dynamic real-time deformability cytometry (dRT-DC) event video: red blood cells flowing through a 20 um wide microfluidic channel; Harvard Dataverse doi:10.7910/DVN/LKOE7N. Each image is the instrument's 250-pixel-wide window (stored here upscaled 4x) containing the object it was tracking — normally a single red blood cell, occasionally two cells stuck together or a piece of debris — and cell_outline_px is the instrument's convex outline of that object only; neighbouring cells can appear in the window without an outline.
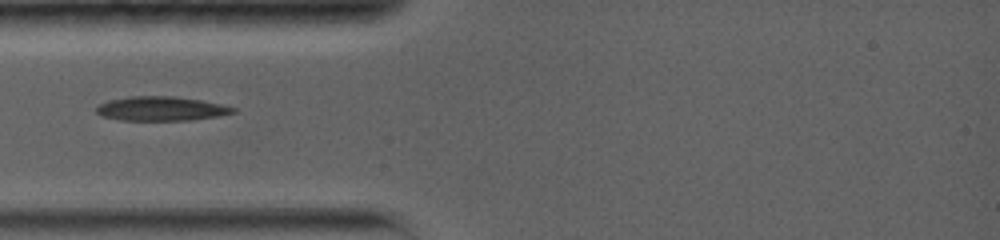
{"species": "common noctule bat (a hibernating species)", "species_latin": "Nyctalus noctula", "temperature_condition": "warm", "stored_images_in_passage": 44, "camera_frame_rate_fps": 5000, "um_per_image_px": 0.085, "animal": {"sex": "female", "body_mass_g": 19.0, "forearm_length_mm": 56.7}, "frame": {"image": 1, "passage_image": 1, "time_ms": 0.0, "image_size_px": [1000, 240], "cell_outline_px": [[236, 112], [220, 116], [192, 120], [120, 120], [100, 116], [96, 112], [96, 108], [100, 104], [108, 100], [128, 96], [176, 96], [200, 100], [220, 104], [236, 108]], "centroid_in_image_um": [13.69, 9.23], "position_along_channel_um": 71.3, "area_um2": 19.42}}
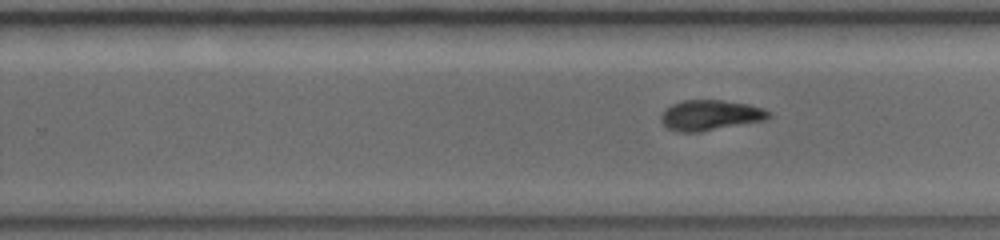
{"frame": {"image": 2, "passage_image": 19, "time_ms": 5.2, "image_size_px": [1000, 240], "cell_outline_px": [[772, 116], [764, 120], [700, 132], [676, 132], [668, 128], [660, 120], [660, 116], [664, 108], [672, 104], [684, 100], [720, 100], [748, 104], [764, 108], [772, 112]], "centroid_in_image_um": [60.36, 9.79], "position_along_channel_um": 269.4, "area_um2": 19.19}}
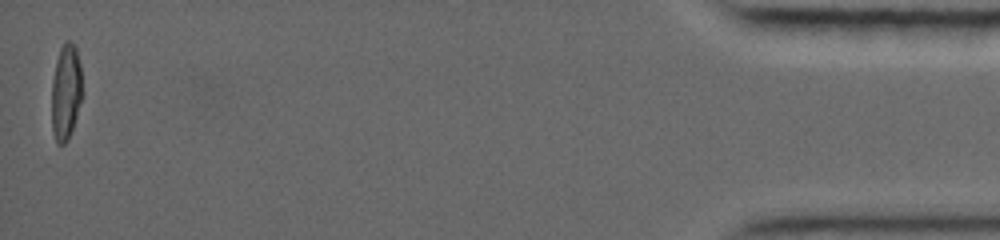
{"frame": {"image": 3, "passage_image": 44, "time_ms": 12.8, "image_size_px": [1000, 240], "cell_outline_px": [[84, 92], [68, 140], [64, 144], [56, 144], [52, 128], [52, 80], [56, 60], [60, 48], [64, 40], [72, 40], [76, 48], [80, 64]], "centroid_in_image_um": [5.62, 7.77], "position_along_channel_um": 429.6, "area_um2": 17.46}}